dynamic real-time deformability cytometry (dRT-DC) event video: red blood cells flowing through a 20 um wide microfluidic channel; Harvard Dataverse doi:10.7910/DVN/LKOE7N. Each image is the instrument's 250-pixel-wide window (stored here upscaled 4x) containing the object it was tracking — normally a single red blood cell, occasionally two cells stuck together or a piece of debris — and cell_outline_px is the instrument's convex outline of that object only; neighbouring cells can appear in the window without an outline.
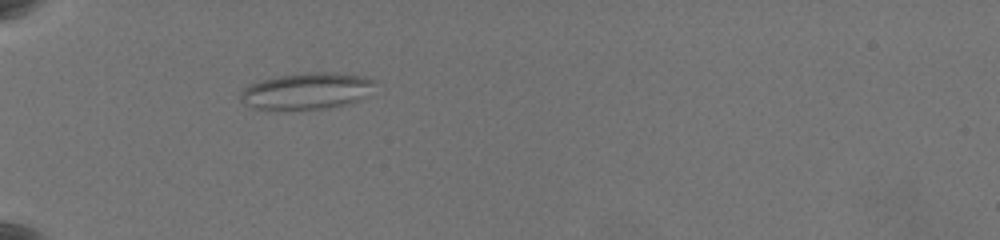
{"species": "common noctule bat (a hibernating species)", "species_latin": "Nyctalus noctula", "temperature_condition": "warm", "stored_images_in_passage": 39, "camera_frame_rate_fps": 3000, "um_per_image_px": 0.085, "animal": {"sex": "female", "body_mass_g": 19.5, "forearm_length_mm": 54.1}, "frame": {"image": 1, "passage_image": 1, "time_ms": 0.0, "image_size_px": [1000, 240], "cell_outline_px": [[372, 84], [364, 96], [356, 100], [344, 104], [328, 108], [284, 112], [252, 108], [244, 104], [240, 100], [240, 96], [244, 88], [260, 80], [280, 76], [308, 72], [336, 72], [364, 76], [372, 80]], "centroid_in_image_um": [25.96, 7.77], "position_along_channel_um": 59.0, "area_um2": 28.78}}
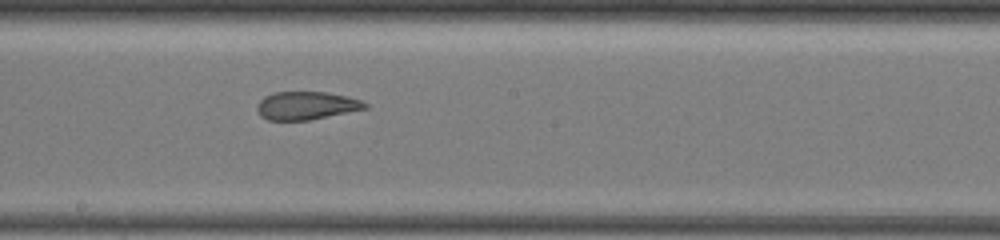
{"frame": {"image": 2, "passage_image": 16, "time_ms": 5.0, "image_size_px": [1000, 240], "cell_outline_px": [[368, 108], [308, 120], [268, 120], [260, 116], [256, 108], [256, 104], [264, 96], [272, 92], [328, 92], [348, 96], [360, 100], [368, 104]], "centroid_in_image_um": [26.01, 8.97], "position_along_channel_um": 222.2, "area_um2": 17.74}}
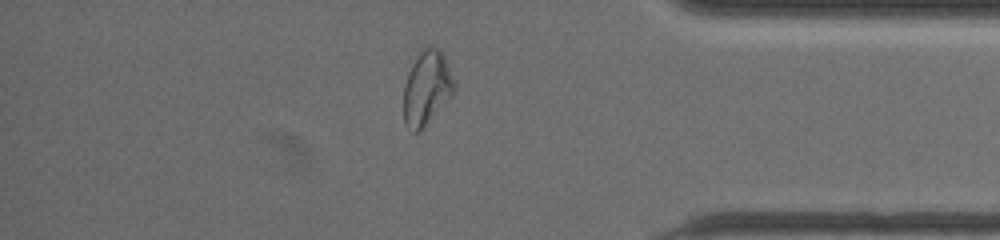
{"frame": {"image": 3, "passage_image": 32, "time_ms": 10.333, "image_size_px": [1000, 240], "cell_outline_px": [[456, 88], [452, 96], [416, 132], [412, 132], [404, 124], [404, 84], [408, 72], [412, 64], [420, 52], [424, 48], [432, 44], [440, 48], [444, 52], [456, 84]], "centroid_in_image_um": [36.3, 7.39], "position_along_channel_um": 398.9, "area_um2": 21.85}, "authors_computed_cell_mechanics": {"area_um2": 19.4786, "velocity_mm_per_s": 3.6287, "shape_relaxation_time_tau1_ms": null, "shape_relaxation_time_tau2_ms": 1.5633, "deformation_change_tau1": null, "deformation_change_tau2": 0.0842}}